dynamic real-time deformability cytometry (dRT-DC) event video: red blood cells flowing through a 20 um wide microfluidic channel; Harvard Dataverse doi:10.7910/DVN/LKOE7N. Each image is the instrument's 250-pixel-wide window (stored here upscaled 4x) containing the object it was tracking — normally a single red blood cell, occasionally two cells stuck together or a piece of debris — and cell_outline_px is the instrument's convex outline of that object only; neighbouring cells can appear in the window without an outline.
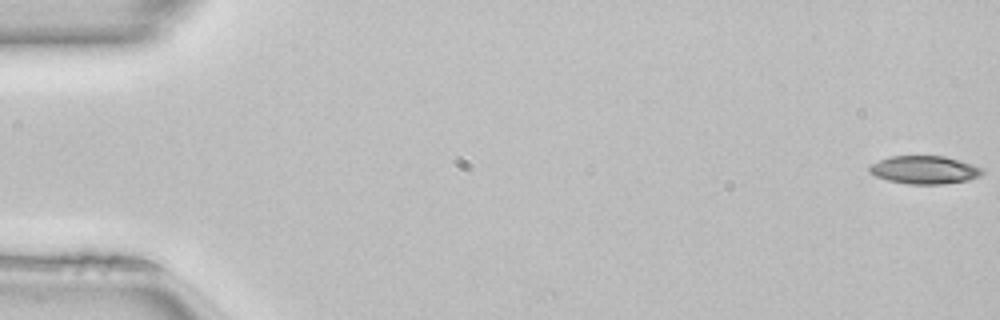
{"species": "common noctule bat (a hibernating species)", "species_latin": "Nyctalus noctula", "temperature_condition": "room temperature", "stored_images_in_passage": 6, "camera_frame_rate_fps": 3000, "um_per_image_px": 0.085, "animal": {"sex": "female", "body_mass_g": 22.7, "forearm_length_mm": 54.2}, "frame": {"image": 1, "passage_image": 1, "time_ms": 0.0, "image_size_px": [1000, 320], "cell_outline_px": [[984, 172], [980, 176], [968, 180], [940, 184], [908, 184], [888, 180], [876, 176], [868, 172], [868, 164], [888, 156], [944, 156], [972, 164], [980, 168]], "centroid_in_image_um": [78.51, 14.43], "position_along_channel_um": 6.5, "area_um2": 18.5}}